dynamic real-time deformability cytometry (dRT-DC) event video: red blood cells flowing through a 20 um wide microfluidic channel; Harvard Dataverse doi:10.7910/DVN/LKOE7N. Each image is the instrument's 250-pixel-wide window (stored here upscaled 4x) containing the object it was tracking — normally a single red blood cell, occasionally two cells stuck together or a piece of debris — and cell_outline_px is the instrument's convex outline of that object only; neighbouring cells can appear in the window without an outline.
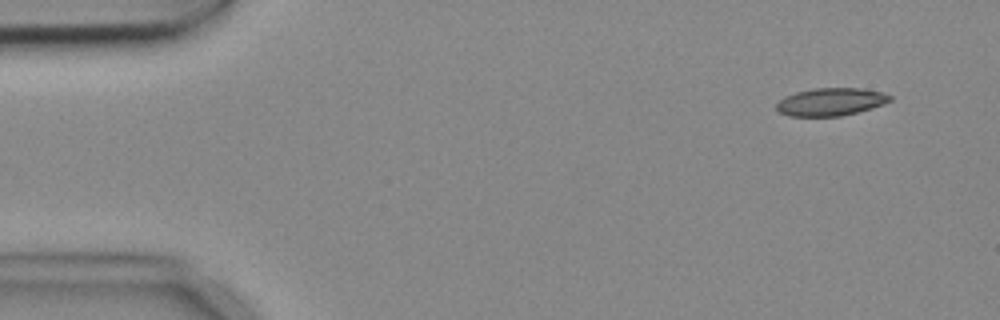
{"species": "common noctule bat (a hibernating species)", "species_latin": "Nyctalus noctula", "temperature_condition": "cold", "stored_images_in_passage": 3, "camera_frame_rate_fps": 3000, "um_per_image_px": 0.085, "animal": {"sex": "female", "body_mass_g": 18.4}, "frame": {"image": 1, "passage_image": 1, "time_ms": 0.0, "image_size_px": [1000, 320], "cell_outline_px": [[892, 100], [884, 104], [872, 108], [840, 116], [788, 116], [780, 112], [776, 108], [776, 104], [784, 96], [796, 92], [812, 88], [864, 88], [880, 92], [892, 96]], "centroid_in_image_um": [70.61, 8.65], "position_along_channel_um": 14.4, "area_um2": 18.38}}